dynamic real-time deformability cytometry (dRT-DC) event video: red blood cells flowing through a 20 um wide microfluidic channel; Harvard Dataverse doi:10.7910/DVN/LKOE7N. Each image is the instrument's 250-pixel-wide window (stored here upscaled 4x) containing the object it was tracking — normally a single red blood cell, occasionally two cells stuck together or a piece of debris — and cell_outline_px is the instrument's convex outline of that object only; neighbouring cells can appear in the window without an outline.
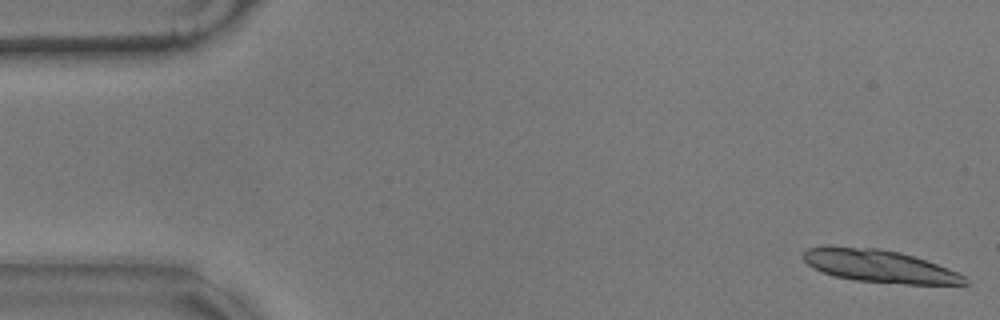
{"species": "common noctule bat (a hibernating species)", "species_latin": "Nyctalus noctula", "temperature_condition": "warm", "stored_images_in_passage": 15, "camera_frame_rate_fps": 3000, "um_per_image_px": 0.085, "animal": {"sex": "male", "body_mass_g": 17.9}, "frame": {"image": 1, "passage_image": 1, "time_ms": 0.0, "image_size_px": [1000, 320], "cell_outline_px": [[972, 284], [904, 284], [856, 280], [836, 276], [812, 268], [800, 256], [808, 248], [880, 248], [900, 252], [948, 268], [964, 276]], "centroid_in_image_um": [74.8, 22.65], "position_along_channel_um": 10.2, "area_um2": 29.88}}